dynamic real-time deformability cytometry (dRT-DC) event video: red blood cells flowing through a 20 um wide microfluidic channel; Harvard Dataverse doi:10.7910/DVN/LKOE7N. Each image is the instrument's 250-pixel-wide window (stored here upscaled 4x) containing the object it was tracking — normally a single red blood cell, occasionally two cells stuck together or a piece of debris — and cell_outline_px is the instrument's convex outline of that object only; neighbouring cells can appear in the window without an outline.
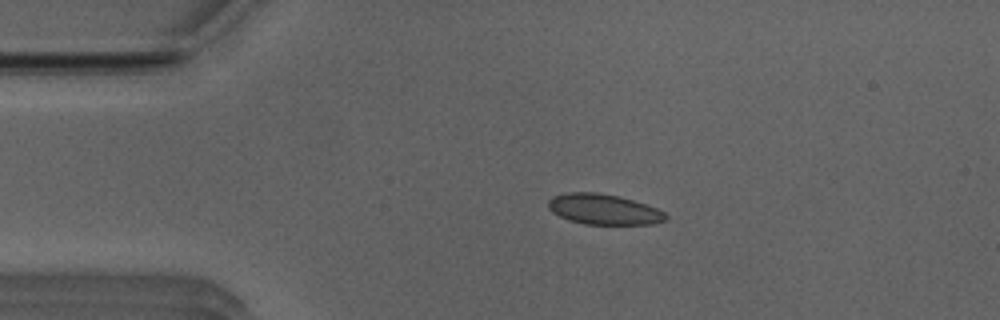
{"species": "Egyptian fruit bat (a non-hibernating species)", "species_latin": "Rousettus aegyptiacus", "temperature_condition": "room temperature", "stored_images_in_passage": 37, "camera_frame_rate_fps": 3000, "um_per_image_px": 0.085, "animal": {"sex": "male"}, "frame": {"image": 1, "passage_image": 1, "time_ms": 0.0, "image_size_px": [1000, 320], "cell_outline_px": [[668, 220], [652, 224], [584, 224], [568, 220], [552, 212], [548, 208], [548, 200], [552, 196], [568, 192], [596, 192], [620, 196], [656, 208], [664, 212], [668, 216]], "centroid_in_image_um": [51.3, 17.79], "position_along_channel_um": 33.7, "area_um2": 20.92}}
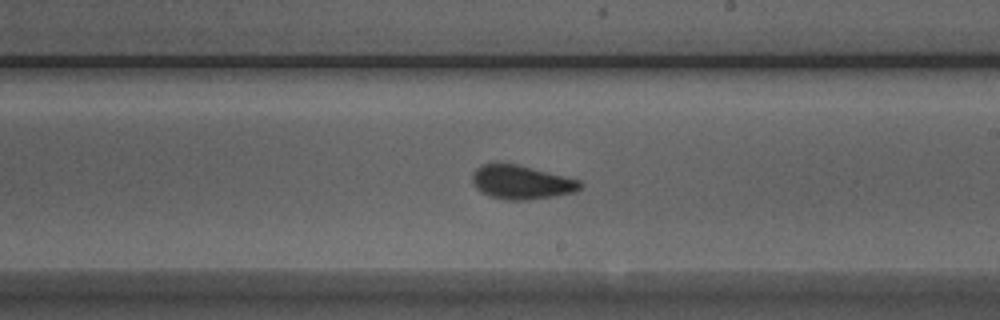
{"frame": {"image": 2, "passage_image": 20, "time_ms": 6.333, "image_size_px": [1000, 320], "cell_outline_px": [[584, 184], [576, 192], [528, 200], [504, 200], [488, 196], [480, 192], [472, 184], [472, 172], [476, 168], [484, 164], [496, 160], [516, 164], [580, 180]], "centroid_in_image_um": [44.25, 15.47], "position_along_channel_um": 244.7, "area_um2": 21.73}}
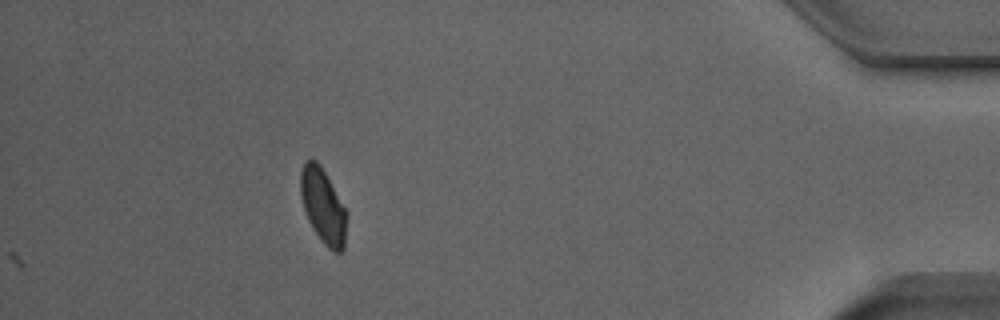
{"frame": {"image": 3, "passage_image": 37, "time_ms": 12.0, "image_size_px": [1000, 320], "cell_outline_px": [[348, 216], [344, 248], [340, 252], [336, 252], [328, 248], [320, 240], [312, 228], [304, 212], [300, 196], [300, 172], [304, 164], [308, 160], [316, 160], [320, 164], [348, 212]], "centroid_in_image_um": [27.47, 17.54], "position_along_channel_um": 407.7, "area_um2": 20.4}, "authors_computed_cell_mechanics": {"area_um2": 20.9236, "velocity_mm_per_s": 3.93, "shape_relaxation_time_tau1_ms": 4.6861, "shape_relaxation_time_tau2_ms": 1.2017, "deformation_change_tau1": 0.0873, "deformation_change_tau2": 0.042}}